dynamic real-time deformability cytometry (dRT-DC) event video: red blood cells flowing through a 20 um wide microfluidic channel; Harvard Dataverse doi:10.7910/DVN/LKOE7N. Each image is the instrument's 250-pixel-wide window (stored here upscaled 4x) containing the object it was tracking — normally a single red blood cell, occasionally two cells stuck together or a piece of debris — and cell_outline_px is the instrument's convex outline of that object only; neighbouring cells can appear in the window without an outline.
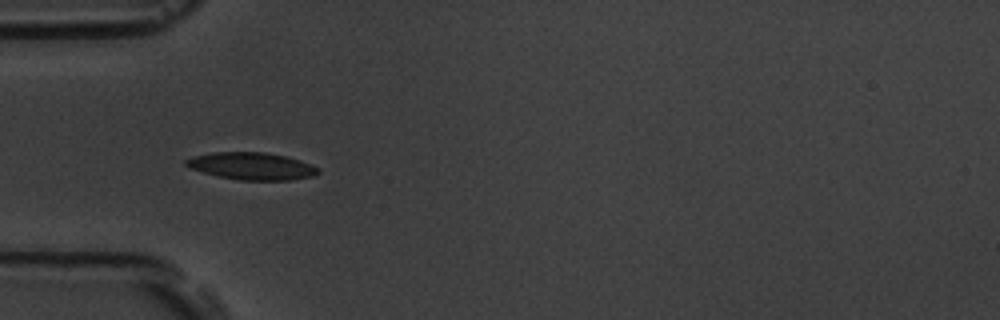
{"species": "common noctule bat (a hibernating species)", "species_latin": "Nyctalus noctula", "temperature_condition": "room temperature", "stored_images_in_passage": 11, "camera_frame_rate_fps": 3000, "um_per_image_px": 0.085, "animal": {"sex": "male", "body_mass_g": 19.5, "forearm_length_mm": 54.6}, "frame": {"image": 1, "passage_image": 4, "time_ms": 1.0, "image_size_px": [1000, 320], "cell_outline_px": [[320, 172], [316, 176], [292, 180], [240, 180], [220, 176], [204, 172], [192, 168], [184, 164], [184, 160], [192, 156], [212, 152], [264, 152], [288, 156], [300, 160], [320, 168]], "centroid_in_image_um": [21.45, 14.11], "position_along_channel_um": 63.6, "area_um2": 21.1}}
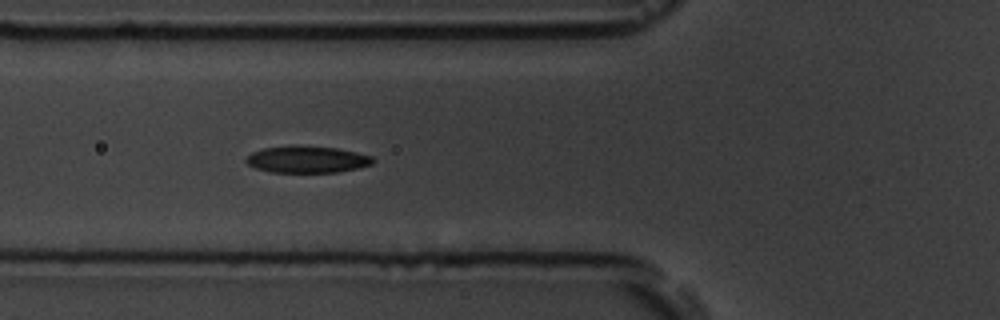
{"frame": {"image": 2, "passage_image": 7, "time_ms": 2.0, "image_size_px": [1000, 320], "cell_outline_px": [[376, 160], [372, 164], [360, 168], [336, 172], [272, 172], [256, 168], [248, 164], [244, 160], [252, 152], [264, 148], [336, 148], [356, 152], [372, 156]], "centroid_in_image_um": [26.16, 13.59], "position_along_channel_um": 99.6, "area_um2": 18.96}}